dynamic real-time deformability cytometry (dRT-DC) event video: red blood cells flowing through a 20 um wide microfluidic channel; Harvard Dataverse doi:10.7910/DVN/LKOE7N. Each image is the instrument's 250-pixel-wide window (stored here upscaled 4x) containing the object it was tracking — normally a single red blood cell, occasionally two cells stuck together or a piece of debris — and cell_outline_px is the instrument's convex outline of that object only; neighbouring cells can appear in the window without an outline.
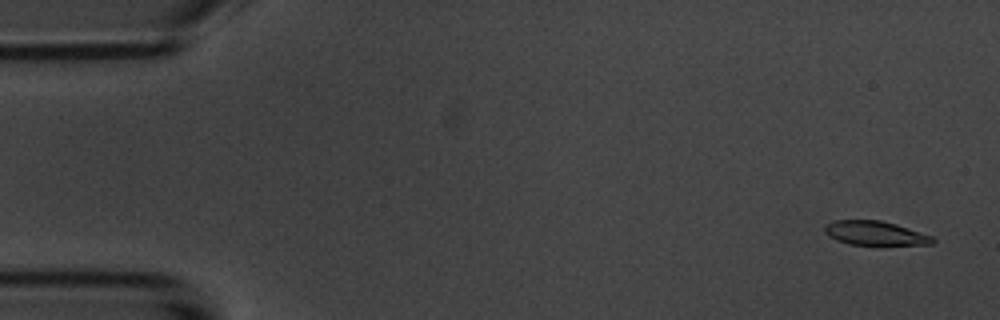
{"species": "common noctule bat (a hibernating species)", "species_latin": "Nyctalus noctula", "temperature_condition": "room temperature", "stored_images_in_passage": 6, "camera_frame_rate_fps": 3000, "um_per_image_px": 0.085, "animal": {"sex": "male", "body_mass_g": 20.1, "forearm_length_mm": 53.5}, "frame": {"image": 1, "passage_image": 1, "time_ms": 0.0, "image_size_px": [1000, 320], "cell_outline_px": [[936, 240], [932, 244], [848, 244], [836, 240], [828, 236], [824, 232], [824, 224], [836, 220], [880, 220], [896, 224], [932, 236]], "centroid_in_image_um": [74.33, 19.8], "position_along_channel_um": 10.7, "area_um2": 15.03}}
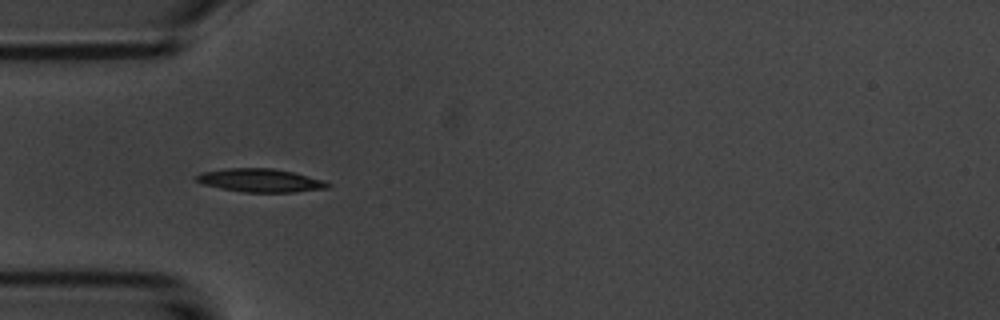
{"frame": {"image": 2, "passage_image": 5, "time_ms": 4.667, "image_size_px": [1000, 320], "cell_outline_px": [[332, 184], [328, 188], [296, 192], [244, 192], [220, 188], [204, 184], [196, 180], [196, 176], [200, 172], [224, 168], [272, 168], [292, 172], [324, 180]], "centroid_in_image_um": [22.14, 15.33], "position_along_channel_um": 62.9, "area_um2": 17.86}}
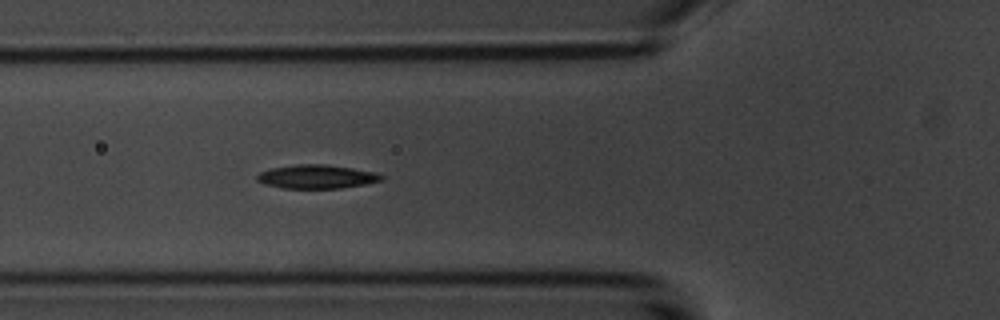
{"frame": {"image": 3, "passage_image": 6, "time_ms": 5.667, "image_size_px": [1000, 320], "cell_outline_px": [[384, 180], [364, 184], [340, 188], [280, 188], [264, 184], [256, 180], [256, 176], [260, 172], [272, 168], [300, 164], [324, 164], [352, 168], [372, 172], [384, 176]], "centroid_in_image_um": [26.89, 15.02], "position_along_channel_um": 98.9, "area_um2": 17.05}}